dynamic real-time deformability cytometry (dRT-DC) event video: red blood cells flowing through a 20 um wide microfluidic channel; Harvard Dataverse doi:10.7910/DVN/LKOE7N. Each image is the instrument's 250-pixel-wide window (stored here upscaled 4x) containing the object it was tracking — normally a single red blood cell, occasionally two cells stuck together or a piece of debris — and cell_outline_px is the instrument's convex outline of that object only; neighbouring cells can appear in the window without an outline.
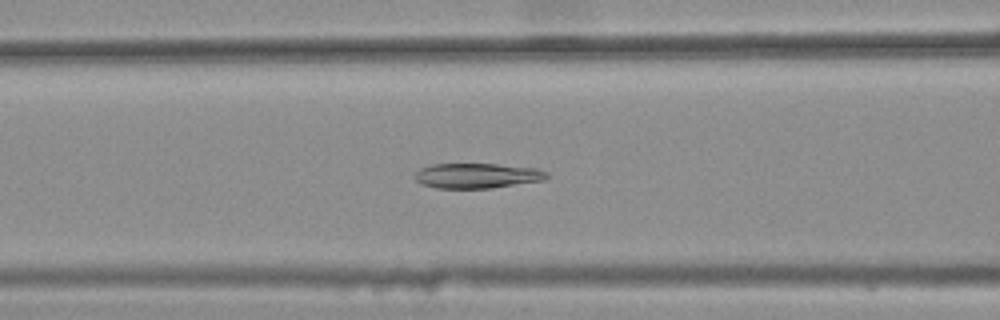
{"species": "common noctule bat (a hibernating species)", "species_latin": "Nyctalus noctula", "temperature_condition": "warm", "stored_images_in_passage": 38, "camera_frame_rate_fps": 3000, "um_per_image_px": 0.085, "animal": {"sex": "female", "body_mass_g": 25.1}, "frame": {"image": 1, "passage_image": 14, "time_ms": 4.333, "image_size_px": [1000, 320], "cell_outline_px": [[548, 176], [544, 180], [492, 188], [436, 188], [420, 184], [416, 180], [416, 172], [420, 168], [432, 164], [500, 164], [536, 168], [548, 172]], "centroid_in_image_um": [40.56, 14.93], "position_along_channel_um": 126.0, "area_um2": 19.31}}
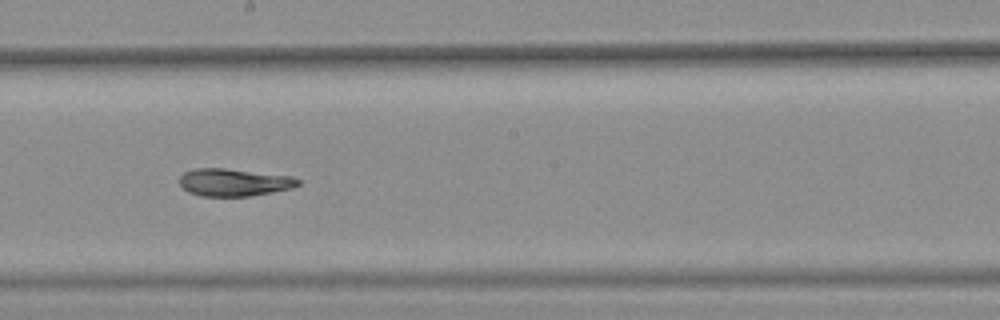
{"frame": {"image": 2, "passage_image": 22, "time_ms": 7.0, "image_size_px": [1000, 320], "cell_outline_px": [[300, 184], [292, 188], [252, 196], [200, 196], [188, 192], [180, 184], [180, 176], [184, 172], [192, 168], [224, 168], [292, 176], [300, 180]], "centroid_in_image_um": [19.88, 15.5], "position_along_channel_um": 228.3, "area_um2": 19.07}}
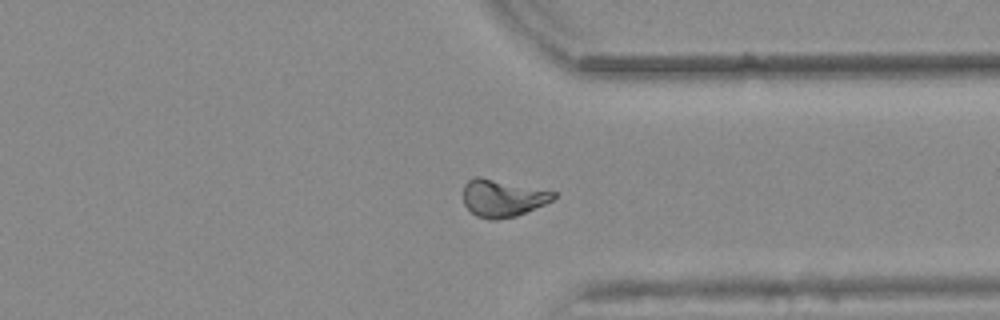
{"frame": {"image": 3, "passage_image": 33, "time_ms": 10.667, "image_size_px": [1000, 320], "cell_outline_px": [[556, 196], [552, 200], [544, 204], [516, 216], [496, 220], [492, 220], [476, 216], [464, 204], [464, 184], [468, 180], [476, 176], [480, 176], [556, 192]], "centroid_in_image_um": [42.7, 16.83], "position_along_channel_um": 368.7, "area_um2": 19.48}, "authors_computed_cell_mechanics": {"area_um2": 19.5653, "velocity_mm_per_s": 3.8514, "shape_relaxation_time_tau1_ms": null, "shape_relaxation_time_tau2_ms": 6.0041, "deformation_change_tau1": null, "deformation_change_tau2": 0.0851}}